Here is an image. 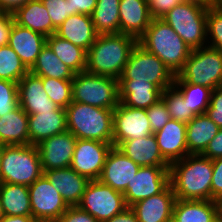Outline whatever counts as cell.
Listing matches in <instances>:
<instances>
[{
    "instance_id": "obj_1",
    "label": "cell",
    "mask_w": 222,
    "mask_h": 222,
    "mask_svg": "<svg viewBox=\"0 0 222 222\" xmlns=\"http://www.w3.org/2000/svg\"><path fill=\"white\" fill-rule=\"evenodd\" d=\"M213 160L188 154L169 165V183L176 199L212 200Z\"/></svg>"
},
{
    "instance_id": "obj_2",
    "label": "cell",
    "mask_w": 222,
    "mask_h": 222,
    "mask_svg": "<svg viewBox=\"0 0 222 222\" xmlns=\"http://www.w3.org/2000/svg\"><path fill=\"white\" fill-rule=\"evenodd\" d=\"M138 40L127 34H98L87 51L86 72L119 79Z\"/></svg>"
},
{
    "instance_id": "obj_3",
    "label": "cell",
    "mask_w": 222,
    "mask_h": 222,
    "mask_svg": "<svg viewBox=\"0 0 222 222\" xmlns=\"http://www.w3.org/2000/svg\"><path fill=\"white\" fill-rule=\"evenodd\" d=\"M138 44L156 55L175 76L182 70L191 49L161 18H153Z\"/></svg>"
},
{
    "instance_id": "obj_4",
    "label": "cell",
    "mask_w": 222,
    "mask_h": 222,
    "mask_svg": "<svg viewBox=\"0 0 222 222\" xmlns=\"http://www.w3.org/2000/svg\"><path fill=\"white\" fill-rule=\"evenodd\" d=\"M113 112L72 101L66 107L67 130L77 139L113 143Z\"/></svg>"
},
{
    "instance_id": "obj_5",
    "label": "cell",
    "mask_w": 222,
    "mask_h": 222,
    "mask_svg": "<svg viewBox=\"0 0 222 222\" xmlns=\"http://www.w3.org/2000/svg\"><path fill=\"white\" fill-rule=\"evenodd\" d=\"M209 6L198 0H185L168 11L161 19L171 26L191 50L206 47Z\"/></svg>"
},
{
    "instance_id": "obj_6",
    "label": "cell",
    "mask_w": 222,
    "mask_h": 222,
    "mask_svg": "<svg viewBox=\"0 0 222 222\" xmlns=\"http://www.w3.org/2000/svg\"><path fill=\"white\" fill-rule=\"evenodd\" d=\"M44 174L35 145H5L0 167V183L30 186Z\"/></svg>"
},
{
    "instance_id": "obj_7",
    "label": "cell",
    "mask_w": 222,
    "mask_h": 222,
    "mask_svg": "<svg viewBox=\"0 0 222 222\" xmlns=\"http://www.w3.org/2000/svg\"><path fill=\"white\" fill-rule=\"evenodd\" d=\"M72 101L115 109L119 104L118 80L86 71L75 73L72 79Z\"/></svg>"
},
{
    "instance_id": "obj_8",
    "label": "cell",
    "mask_w": 222,
    "mask_h": 222,
    "mask_svg": "<svg viewBox=\"0 0 222 222\" xmlns=\"http://www.w3.org/2000/svg\"><path fill=\"white\" fill-rule=\"evenodd\" d=\"M174 81H186L211 90L222 86V54L209 46L193 49Z\"/></svg>"
},
{
    "instance_id": "obj_9",
    "label": "cell",
    "mask_w": 222,
    "mask_h": 222,
    "mask_svg": "<svg viewBox=\"0 0 222 222\" xmlns=\"http://www.w3.org/2000/svg\"><path fill=\"white\" fill-rule=\"evenodd\" d=\"M174 78L175 75L156 55L137 43L118 81L149 82L164 91L173 86Z\"/></svg>"
},
{
    "instance_id": "obj_10",
    "label": "cell",
    "mask_w": 222,
    "mask_h": 222,
    "mask_svg": "<svg viewBox=\"0 0 222 222\" xmlns=\"http://www.w3.org/2000/svg\"><path fill=\"white\" fill-rule=\"evenodd\" d=\"M78 206L99 222H105L127 208L124 194L100 180H90Z\"/></svg>"
},
{
    "instance_id": "obj_11",
    "label": "cell",
    "mask_w": 222,
    "mask_h": 222,
    "mask_svg": "<svg viewBox=\"0 0 222 222\" xmlns=\"http://www.w3.org/2000/svg\"><path fill=\"white\" fill-rule=\"evenodd\" d=\"M28 189L34 219L56 221L69 208L60 192L44 174L28 186Z\"/></svg>"
},
{
    "instance_id": "obj_12",
    "label": "cell",
    "mask_w": 222,
    "mask_h": 222,
    "mask_svg": "<svg viewBox=\"0 0 222 222\" xmlns=\"http://www.w3.org/2000/svg\"><path fill=\"white\" fill-rule=\"evenodd\" d=\"M169 166H142L124 193L127 207L162 192L169 185Z\"/></svg>"
},
{
    "instance_id": "obj_13",
    "label": "cell",
    "mask_w": 222,
    "mask_h": 222,
    "mask_svg": "<svg viewBox=\"0 0 222 222\" xmlns=\"http://www.w3.org/2000/svg\"><path fill=\"white\" fill-rule=\"evenodd\" d=\"M112 143L77 139L70 167L89 180H99Z\"/></svg>"
},
{
    "instance_id": "obj_14",
    "label": "cell",
    "mask_w": 222,
    "mask_h": 222,
    "mask_svg": "<svg viewBox=\"0 0 222 222\" xmlns=\"http://www.w3.org/2000/svg\"><path fill=\"white\" fill-rule=\"evenodd\" d=\"M113 124L114 147L123 141L153 134L145 109L131 108L120 102L113 112Z\"/></svg>"
},
{
    "instance_id": "obj_15",
    "label": "cell",
    "mask_w": 222,
    "mask_h": 222,
    "mask_svg": "<svg viewBox=\"0 0 222 222\" xmlns=\"http://www.w3.org/2000/svg\"><path fill=\"white\" fill-rule=\"evenodd\" d=\"M76 142L77 138L66 130L37 144L43 172L70 167Z\"/></svg>"
},
{
    "instance_id": "obj_16",
    "label": "cell",
    "mask_w": 222,
    "mask_h": 222,
    "mask_svg": "<svg viewBox=\"0 0 222 222\" xmlns=\"http://www.w3.org/2000/svg\"><path fill=\"white\" fill-rule=\"evenodd\" d=\"M140 166L134 163L117 147H112L106 158L99 180L115 191L125 193L128 182H131Z\"/></svg>"
},
{
    "instance_id": "obj_17",
    "label": "cell",
    "mask_w": 222,
    "mask_h": 222,
    "mask_svg": "<svg viewBox=\"0 0 222 222\" xmlns=\"http://www.w3.org/2000/svg\"><path fill=\"white\" fill-rule=\"evenodd\" d=\"M19 106L28 115L55 111L58 107L51 101L44 90L42 77L30 71L17 83Z\"/></svg>"
},
{
    "instance_id": "obj_18",
    "label": "cell",
    "mask_w": 222,
    "mask_h": 222,
    "mask_svg": "<svg viewBox=\"0 0 222 222\" xmlns=\"http://www.w3.org/2000/svg\"><path fill=\"white\" fill-rule=\"evenodd\" d=\"M176 196L169 184L157 195L140 200L131 206L138 222H168L173 216Z\"/></svg>"
},
{
    "instance_id": "obj_19",
    "label": "cell",
    "mask_w": 222,
    "mask_h": 222,
    "mask_svg": "<svg viewBox=\"0 0 222 222\" xmlns=\"http://www.w3.org/2000/svg\"><path fill=\"white\" fill-rule=\"evenodd\" d=\"M154 135L163 158L169 164L179 161L188 155L185 123L170 119Z\"/></svg>"
},
{
    "instance_id": "obj_20",
    "label": "cell",
    "mask_w": 222,
    "mask_h": 222,
    "mask_svg": "<svg viewBox=\"0 0 222 222\" xmlns=\"http://www.w3.org/2000/svg\"><path fill=\"white\" fill-rule=\"evenodd\" d=\"M44 175L60 192L68 206H78L90 180L71 167L44 171Z\"/></svg>"
},
{
    "instance_id": "obj_21",
    "label": "cell",
    "mask_w": 222,
    "mask_h": 222,
    "mask_svg": "<svg viewBox=\"0 0 222 222\" xmlns=\"http://www.w3.org/2000/svg\"><path fill=\"white\" fill-rule=\"evenodd\" d=\"M46 38V36L14 22L10 31L8 45L30 70L36 63L41 49L46 45Z\"/></svg>"
},
{
    "instance_id": "obj_22",
    "label": "cell",
    "mask_w": 222,
    "mask_h": 222,
    "mask_svg": "<svg viewBox=\"0 0 222 222\" xmlns=\"http://www.w3.org/2000/svg\"><path fill=\"white\" fill-rule=\"evenodd\" d=\"M119 33L135 37L137 40L145 33L152 21L147 0H120Z\"/></svg>"
},
{
    "instance_id": "obj_23",
    "label": "cell",
    "mask_w": 222,
    "mask_h": 222,
    "mask_svg": "<svg viewBox=\"0 0 222 222\" xmlns=\"http://www.w3.org/2000/svg\"><path fill=\"white\" fill-rule=\"evenodd\" d=\"M29 145H37L41 141L67 130L66 109L58 107L55 111L28 115Z\"/></svg>"
},
{
    "instance_id": "obj_24",
    "label": "cell",
    "mask_w": 222,
    "mask_h": 222,
    "mask_svg": "<svg viewBox=\"0 0 222 222\" xmlns=\"http://www.w3.org/2000/svg\"><path fill=\"white\" fill-rule=\"evenodd\" d=\"M55 35L81 47L86 52L94 44L98 33L92 18L86 14H75L67 17L56 29Z\"/></svg>"
},
{
    "instance_id": "obj_25",
    "label": "cell",
    "mask_w": 222,
    "mask_h": 222,
    "mask_svg": "<svg viewBox=\"0 0 222 222\" xmlns=\"http://www.w3.org/2000/svg\"><path fill=\"white\" fill-rule=\"evenodd\" d=\"M117 148L140 167L170 165L163 158L154 134L123 141Z\"/></svg>"
},
{
    "instance_id": "obj_26",
    "label": "cell",
    "mask_w": 222,
    "mask_h": 222,
    "mask_svg": "<svg viewBox=\"0 0 222 222\" xmlns=\"http://www.w3.org/2000/svg\"><path fill=\"white\" fill-rule=\"evenodd\" d=\"M118 89L119 102L131 108L146 110L162 96V90L149 82L118 81Z\"/></svg>"
},
{
    "instance_id": "obj_27",
    "label": "cell",
    "mask_w": 222,
    "mask_h": 222,
    "mask_svg": "<svg viewBox=\"0 0 222 222\" xmlns=\"http://www.w3.org/2000/svg\"><path fill=\"white\" fill-rule=\"evenodd\" d=\"M13 17L18 25L46 37L55 34L56 28L52 25L48 10L41 0L27 2L13 13Z\"/></svg>"
},
{
    "instance_id": "obj_28",
    "label": "cell",
    "mask_w": 222,
    "mask_h": 222,
    "mask_svg": "<svg viewBox=\"0 0 222 222\" xmlns=\"http://www.w3.org/2000/svg\"><path fill=\"white\" fill-rule=\"evenodd\" d=\"M220 215L219 202L176 199L173 217L179 222H213Z\"/></svg>"
},
{
    "instance_id": "obj_29",
    "label": "cell",
    "mask_w": 222,
    "mask_h": 222,
    "mask_svg": "<svg viewBox=\"0 0 222 222\" xmlns=\"http://www.w3.org/2000/svg\"><path fill=\"white\" fill-rule=\"evenodd\" d=\"M28 126V114L18 105L13 111L0 117V143L29 145Z\"/></svg>"
},
{
    "instance_id": "obj_30",
    "label": "cell",
    "mask_w": 222,
    "mask_h": 222,
    "mask_svg": "<svg viewBox=\"0 0 222 222\" xmlns=\"http://www.w3.org/2000/svg\"><path fill=\"white\" fill-rule=\"evenodd\" d=\"M219 129L205 113L196 115L186 124L188 154H202Z\"/></svg>"
},
{
    "instance_id": "obj_31",
    "label": "cell",
    "mask_w": 222,
    "mask_h": 222,
    "mask_svg": "<svg viewBox=\"0 0 222 222\" xmlns=\"http://www.w3.org/2000/svg\"><path fill=\"white\" fill-rule=\"evenodd\" d=\"M0 201L6 216H32L28 186L0 183Z\"/></svg>"
},
{
    "instance_id": "obj_32",
    "label": "cell",
    "mask_w": 222,
    "mask_h": 222,
    "mask_svg": "<svg viewBox=\"0 0 222 222\" xmlns=\"http://www.w3.org/2000/svg\"><path fill=\"white\" fill-rule=\"evenodd\" d=\"M46 44L61 62L67 65L75 73L85 71L87 52L84 49L55 34L46 38Z\"/></svg>"
},
{
    "instance_id": "obj_33",
    "label": "cell",
    "mask_w": 222,
    "mask_h": 222,
    "mask_svg": "<svg viewBox=\"0 0 222 222\" xmlns=\"http://www.w3.org/2000/svg\"><path fill=\"white\" fill-rule=\"evenodd\" d=\"M29 71L42 78L72 80L75 76V72L62 63L47 44L41 49L36 63Z\"/></svg>"
},
{
    "instance_id": "obj_34",
    "label": "cell",
    "mask_w": 222,
    "mask_h": 222,
    "mask_svg": "<svg viewBox=\"0 0 222 222\" xmlns=\"http://www.w3.org/2000/svg\"><path fill=\"white\" fill-rule=\"evenodd\" d=\"M119 4L120 0H97L91 18L98 34H119Z\"/></svg>"
},
{
    "instance_id": "obj_35",
    "label": "cell",
    "mask_w": 222,
    "mask_h": 222,
    "mask_svg": "<svg viewBox=\"0 0 222 222\" xmlns=\"http://www.w3.org/2000/svg\"><path fill=\"white\" fill-rule=\"evenodd\" d=\"M173 86L182 94L184 103L195 115L206 113L212 92L210 88L186 81H174Z\"/></svg>"
},
{
    "instance_id": "obj_36",
    "label": "cell",
    "mask_w": 222,
    "mask_h": 222,
    "mask_svg": "<svg viewBox=\"0 0 222 222\" xmlns=\"http://www.w3.org/2000/svg\"><path fill=\"white\" fill-rule=\"evenodd\" d=\"M29 69L9 46L0 47V79L18 83Z\"/></svg>"
},
{
    "instance_id": "obj_37",
    "label": "cell",
    "mask_w": 222,
    "mask_h": 222,
    "mask_svg": "<svg viewBox=\"0 0 222 222\" xmlns=\"http://www.w3.org/2000/svg\"><path fill=\"white\" fill-rule=\"evenodd\" d=\"M161 99L166 104L171 119L188 124L196 116L174 86L162 91Z\"/></svg>"
},
{
    "instance_id": "obj_38",
    "label": "cell",
    "mask_w": 222,
    "mask_h": 222,
    "mask_svg": "<svg viewBox=\"0 0 222 222\" xmlns=\"http://www.w3.org/2000/svg\"><path fill=\"white\" fill-rule=\"evenodd\" d=\"M44 90L57 107L64 108L72 102V80L42 78Z\"/></svg>"
},
{
    "instance_id": "obj_39",
    "label": "cell",
    "mask_w": 222,
    "mask_h": 222,
    "mask_svg": "<svg viewBox=\"0 0 222 222\" xmlns=\"http://www.w3.org/2000/svg\"><path fill=\"white\" fill-rule=\"evenodd\" d=\"M206 30L207 46L220 51L222 54V9L215 4L210 5L207 9Z\"/></svg>"
},
{
    "instance_id": "obj_40",
    "label": "cell",
    "mask_w": 222,
    "mask_h": 222,
    "mask_svg": "<svg viewBox=\"0 0 222 222\" xmlns=\"http://www.w3.org/2000/svg\"><path fill=\"white\" fill-rule=\"evenodd\" d=\"M18 105L17 83L0 79V117L10 113Z\"/></svg>"
},
{
    "instance_id": "obj_41",
    "label": "cell",
    "mask_w": 222,
    "mask_h": 222,
    "mask_svg": "<svg viewBox=\"0 0 222 222\" xmlns=\"http://www.w3.org/2000/svg\"><path fill=\"white\" fill-rule=\"evenodd\" d=\"M48 10L52 25L57 29L71 16L70 5L66 0H41Z\"/></svg>"
},
{
    "instance_id": "obj_42",
    "label": "cell",
    "mask_w": 222,
    "mask_h": 222,
    "mask_svg": "<svg viewBox=\"0 0 222 222\" xmlns=\"http://www.w3.org/2000/svg\"><path fill=\"white\" fill-rule=\"evenodd\" d=\"M153 134L161 130L171 119L167 106L162 99L146 109Z\"/></svg>"
},
{
    "instance_id": "obj_43",
    "label": "cell",
    "mask_w": 222,
    "mask_h": 222,
    "mask_svg": "<svg viewBox=\"0 0 222 222\" xmlns=\"http://www.w3.org/2000/svg\"><path fill=\"white\" fill-rule=\"evenodd\" d=\"M219 128H222V86L211 92L210 104L205 113Z\"/></svg>"
},
{
    "instance_id": "obj_44",
    "label": "cell",
    "mask_w": 222,
    "mask_h": 222,
    "mask_svg": "<svg viewBox=\"0 0 222 222\" xmlns=\"http://www.w3.org/2000/svg\"><path fill=\"white\" fill-rule=\"evenodd\" d=\"M185 0H147L152 18H162L168 11Z\"/></svg>"
},
{
    "instance_id": "obj_45",
    "label": "cell",
    "mask_w": 222,
    "mask_h": 222,
    "mask_svg": "<svg viewBox=\"0 0 222 222\" xmlns=\"http://www.w3.org/2000/svg\"><path fill=\"white\" fill-rule=\"evenodd\" d=\"M56 222H99L79 206H69Z\"/></svg>"
},
{
    "instance_id": "obj_46",
    "label": "cell",
    "mask_w": 222,
    "mask_h": 222,
    "mask_svg": "<svg viewBox=\"0 0 222 222\" xmlns=\"http://www.w3.org/2000/svg\"><path fill=\"white\" fill-rule=\"evenodd\" d=\"M211 190L212 200L219 202L222 199V157L213 160Z\"/></svg>"
},
{
    "instance_id": "obj_47",
    "label": "cell",
    "mask_w": 222,
    "mask_h": 222,
    "mask_svg": "<svg viewBox=\"0 0 222 222\" xmlns=\"http://www.w3.org/2000/svg\"><path fill=\"white\" fill-rule=\"evenodd\" d=\"M70 5L71 15L86 14L91 16L97 0H66Z\"/></svg>"
},
{
    "instance_id": "obj_48",
    "label": "cell",
    "mask_w": 222,
    "mask_h": 222,
    "mask_svg": "<svg viewBox=\"0 0 222 222\" xmlns=\"http://www.w3.org/2000/svg\"><path fill=\"white\" fill-rule=\"evenodd\" d=\"M201 155L211 160L222 157V128L219 129L216 136L209 142Z\"/></svg>"
},
{
    "instance_id": "obj_49",
    "label": "cell",
    "mask_w": 222,
    "mask_h": 222,
    "mask_svg": "<svg viewBox=\"0 0 222 222\" xmlns=\"http://www.w3.org/2000/svg\"><path fill=\"white\" fill-rule=\"evenodd\" d=\"M15 20L12 13L0 16V47L8 45L9 35Z\"/></svg>"
},
{
    "instance_id": "obj_50",
    "label": "cell",
    "mask_w": 222,
    "mask_h": 222,
    "mask_svg": "<svg viewBox=\"0 0 222 222\" xmlns=\"http://www.w3.org/2000/svg\"><path fill=\"white\" fill-rule=\"evenodd\" d=\"M31 0H0V9L4 13H14L18 8L24 6Z\"/></svg>"
},
{
    "instance_id": "obj_51",
    "label": "cell",
    "mask_w": 222,
    "mask_h": 222,
    "mask_svg": "<svg viewBox=\"0 0 222 222\" xmlns=\"http://www.w3.org/2000/svg\"><path fill=\"white\" fill-rule=\"evenodd\" d=\"M105 222H138V219L131 207H127L121 213H118Z\"/></svg>"
},
{
    "instance_id": "obj_52",
    "label": "cell",
    "mask_w": 222,
    "mask_h": 222,
    "mask_svg": "<svg viewBox=\"0 0 222 222\" xmlns=\"http://www.w3.org/2000/svg\"><path fill=\"white\" fill-rule=\"evenodd\" d=\"M0 222H34V218L32 216H4Z\"/></svg>"
},
{
    "instance_id": "obj_53",
    "label": "cell",
    "mask_w": 222,
    "mask_h": 222,
    "mask_svg": "<svg viewBox=\"0 0 222 222\" xmlns=\"http://www.w3.org/2000/svg\"><path fill=\"white\" fill-rule=\"evenodd\" d=\"M4 149H5V144L0 143V167H1V159Z\"/></svg>"
},
{
    "instance_id": "obj_54",
    "label": "cell",
    "mask_w": 222,
    "mask_h": 222,
    "mask_svg": "<svg viewBox=\"0 0 222 222\" xmlns=\"http://www.w3.org/2000/svg\"><path fill=\"white\" fill-rule=\"evenodd\" d=\"M198 1L205 2L209 5H214L215 4V0H198Z\"/></svg>"
},
{
    "instance_id": "obj_55",
    "label": "cell",
    "mask_w": 222,
    "mask_h": 222,
    "mask_svg": "<svg viewBox=\"0 0 222 222\" xmlns=\"http://www.w3.org/2000/svg\"><path fill=\"white\" fill-rule=\"evenodd\" d=\"M5 216L4 212H3V208H2V204L0 201V220Z\"/></svg>"
},
{
    "instance_id": "obj_56",
    "label": "cell",
    "mask_w": 222,
    "mask_h": 222,
    "mask_svg": "<svg viewBox=\"0 0 222 222\" xmlns=\"http://www.w3.org/2000/svg\"><path fill=\"white\" fill-rule=\"evenodd\" d=\"M34 222H56L54 220L34 219Z\"/></svg>"
},
{
    "instance_id": "obj_57",
    "label": "cell",
    "mask_w": 222,
    "mask_h": 222,
    "mask_svg": "<svg viewBox=\"0 0 222 222\" xmlns=\"http://www.w3.org/2000/svg\"><path fill=\"white\" fill-rule=\"evenodd\" d=\"M215 5L222 9V0H215Z\"/></svg>"
},
{
    "instance_id": "obj_58",
    "label": "cell",
    "mask_w": 222,
    "mask_h": 222,
    "mask_svg": "<svg viewBox=\"0 0 222 222\" xmlns=\"http://www.w3.org/2000/svg\"><path fill=\"white\" fill-rule=\"evenodd\" d=\"M213 222H222V216L219 215L217 218L213 220Z\"/></svg>"
},
{
    "instance_id": "obj_59",
    "label": "cell",
    "mask_w": 222,
    "mask_h": 222,
    "mask_svg": "<svg viewBox=\"0 0 222 222\" xmlns=\"http://www.w3.org/2000/svg\"><path fill=\"white\" fill-rule=\"evenodd\" d=\"M219 212L220 215L222 216V199L219 201Z\"/></svg>"
},
{
    "instance_id": "obj_60",
    "label": "cell",
    "mask_w": 222,
    "mask_h": 222,
    "mask_svg": "<svg viewBox=\"0 0 222 222\" xmlns=\"http://www.w3.org/2000/svg\"><path fill=\"white\" fill-rule=\"evenodd\" d=\"M168 222H179V221L172 216Z\"/></svg>"
},
{
    "instance_id": "obj_61",
    "label": "cell",
    "mask_w": 222,
    "mask_h": 222,
    "mask_svg": "<svg viewBox=\"0 0 222 222\" xmlns=\"http://www.w3.org/2000/svg\"><path fill=\"white\" fill-rule=\"evenodd\" d=\"M4 14V12L0 9V16H2Z\"/></svg>"
}]
</instances>
